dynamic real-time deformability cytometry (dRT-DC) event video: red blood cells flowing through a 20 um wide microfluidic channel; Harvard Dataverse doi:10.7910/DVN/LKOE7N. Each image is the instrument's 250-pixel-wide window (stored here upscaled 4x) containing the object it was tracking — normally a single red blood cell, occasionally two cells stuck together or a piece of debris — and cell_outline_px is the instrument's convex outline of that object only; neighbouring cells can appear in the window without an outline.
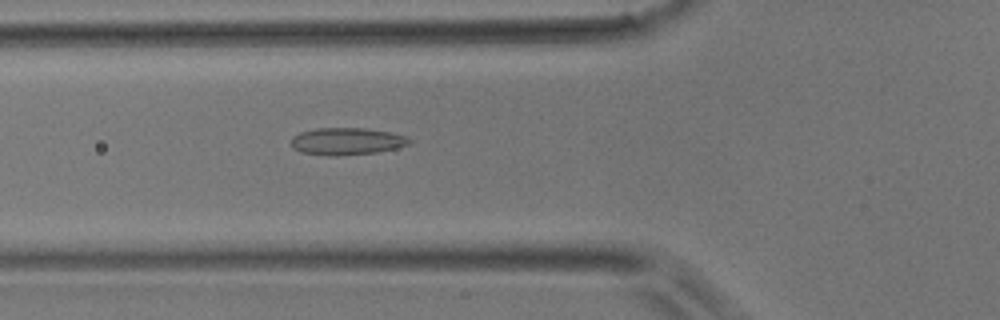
{"species": "common noctule bat (a hibernating species)", "species_latin": "Nyctalus noctula", "temperature_condition": "room temperature", "stored_images_in_passage": 36, "camera_frame_rate_fps": 3000, "um_per_image_px": 0.085, "animal": {"sex": "male", "body_mass_g": 17.9}, "frame": {"image": 1, "passage_image": 5, "time_ms": 1.333, "image_size_px": [1000, 320], "cell_outline_px": [[412, 144], [396, 148], [376, 152], [336, 156], [328, 156], [300, 152], [292, 148], [292, 136], [300, 132], [316, 128], [368, 128], [392, 132], [408, 136], [412, 140]], "centroid_in_image_um": [29.51, 12.0], "position_along_channel_um": 96.3, "area_um2": 19.02}}
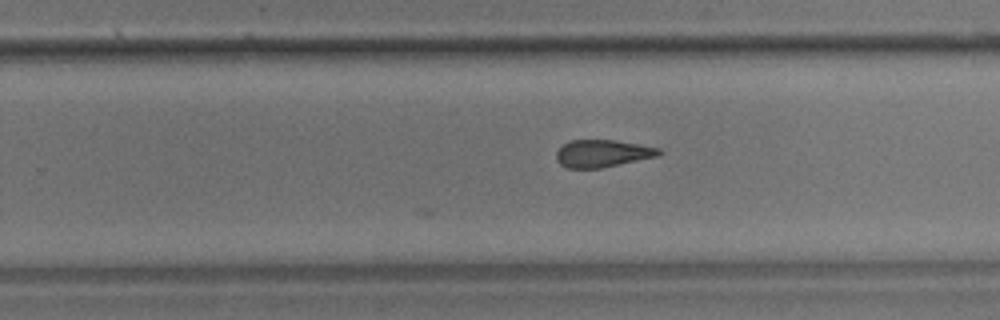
{"frame": {"image": 2, "passage_image": 18, "time_ms": 5.667, "image_size_px": [1000, 320], "cell_outline_px": [[664, 152], [660, 156], [600, 168], [568, 168], [560, 164], [556, 160], [556, 152], [568, 140], [616, 140], [640, 144], [660, 148]], "centroid_in_image_um": [51.25, 13.04], "position_along_channel_um": 278.6, "area_um2": 16.53}}
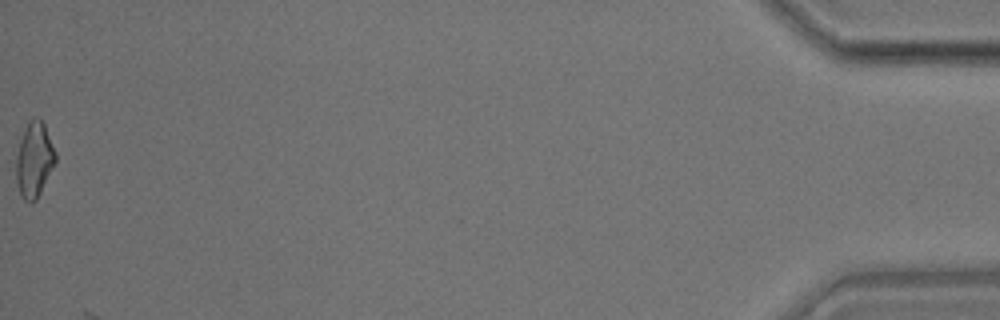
{"frame": {"image": 3, "passage_image": 36, "time_ms": 11.667, "image_size_px": [1000, 320], "cell_outline_px": [[56, 160], [36, 200], [32, 204], [28, 204], [20, 196], [16, 180], [16, 156], [20, 140], [28, 120], [32, 116], [36, 116], [44, 124], [56, 152]], "centroid_in_image_um": [2.89, 13.59], "position_along_channel_um": 432.3, "area_um2": 17.28}}